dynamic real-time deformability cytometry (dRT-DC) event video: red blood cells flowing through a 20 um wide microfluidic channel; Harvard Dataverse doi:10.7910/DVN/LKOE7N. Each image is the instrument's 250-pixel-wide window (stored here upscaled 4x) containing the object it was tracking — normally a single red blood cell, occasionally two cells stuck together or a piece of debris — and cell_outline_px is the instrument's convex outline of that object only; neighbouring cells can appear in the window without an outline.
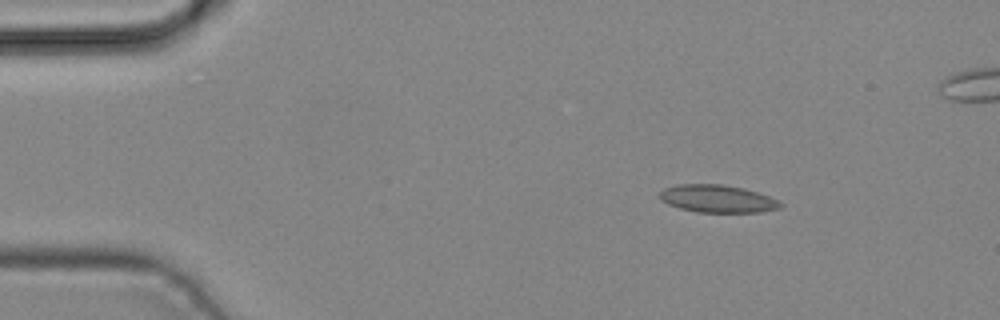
{"species": "common noctule bat (a hibernating species)", "species_latin": "Nyctalus noctula", "temperature_condition": "cold", "stored_images_in_passage": 5, "camera_frame_rate_fps": 3000, "um_per_image_px": 0.085, "animal": {"sex": "male", "body_mass_g": 19.2, "forearm_length_mm": 51.8}, "frame": {"image": 1, "passage_image": 1, "time_ms": 0.0, "image_size_px": [1000, 320], "cell_outline_px": [[784, 204], [780, 208], [760, 212], [696, 212], [680, 208], [668, 204], [660, 200], [660, 192], [664, 188], [676, 184], [724, 184], [744, 188], [768, 196]], "centroid_in_image_um": [60.96, 16.89], "position_along_channel_um": 24.0, "area_um2": 19.42}}
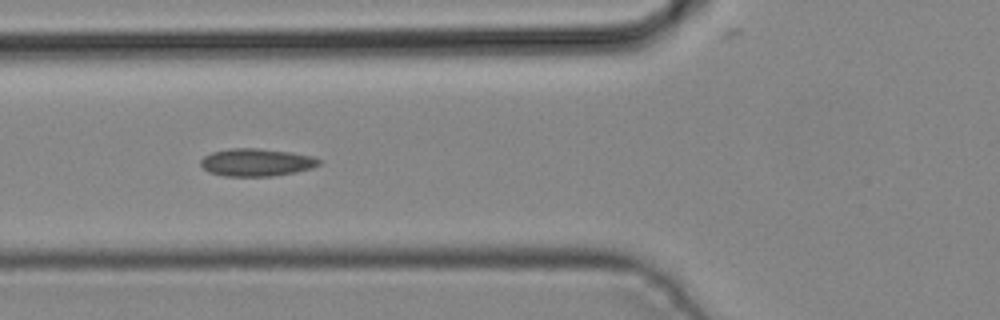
{"frame": {"image": 2, "passage_image": 4, "time_ms": 1.0, "image_size_px": [1000, 320], "cell_outline_px": [[320, 164], [312, 168], [296, 172], [272, 176], [224, 176], [208, 172], [200, 164], [200, 160], [204, 156], [212, 152], [228, 148], [260, 148], [292, 152], [312, 156], [320, 160]], "centroid_in_image_um": [21.78, 13.79], "position_along_channel_um": 104.0, "area_um2": 19.19}}